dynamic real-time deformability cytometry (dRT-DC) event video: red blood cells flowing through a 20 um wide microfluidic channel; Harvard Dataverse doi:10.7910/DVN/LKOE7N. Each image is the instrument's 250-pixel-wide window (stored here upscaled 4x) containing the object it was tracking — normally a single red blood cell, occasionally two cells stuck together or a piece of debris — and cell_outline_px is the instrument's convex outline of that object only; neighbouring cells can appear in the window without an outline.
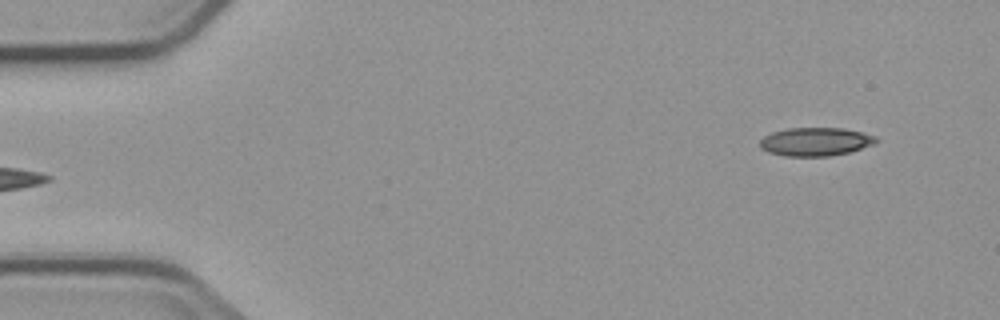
{"species": "common noctule bat (a hibernating species)", "species_latin": "Nyctalus noctula", "temperature_condition": "cold", "stored_images_in_passage": 5, "camera_frame_rate_fps": 3000, "um_per_image_px": 0.085, "animal": {"sex": "male", "body_mass_g": 23.1, "forearm_length_mm": 52.7}, "frame": {"image": 1, "passage_image": 5, "time_ms": 4.667, "image_size_px": [1000, 320], "cell_outline_px": [[880, 140], [876, 144], [848, 152], [828, 156], [784, 156], [768, 152], [760, 148], [760, 140], [764, 136], [772, 132], [788, 128], [844, 128], [876, 136]], "centroid_in_image_um": [69.33, 12.04], "position_along_channel_um": 15.7, "area_um2": 19.31}}